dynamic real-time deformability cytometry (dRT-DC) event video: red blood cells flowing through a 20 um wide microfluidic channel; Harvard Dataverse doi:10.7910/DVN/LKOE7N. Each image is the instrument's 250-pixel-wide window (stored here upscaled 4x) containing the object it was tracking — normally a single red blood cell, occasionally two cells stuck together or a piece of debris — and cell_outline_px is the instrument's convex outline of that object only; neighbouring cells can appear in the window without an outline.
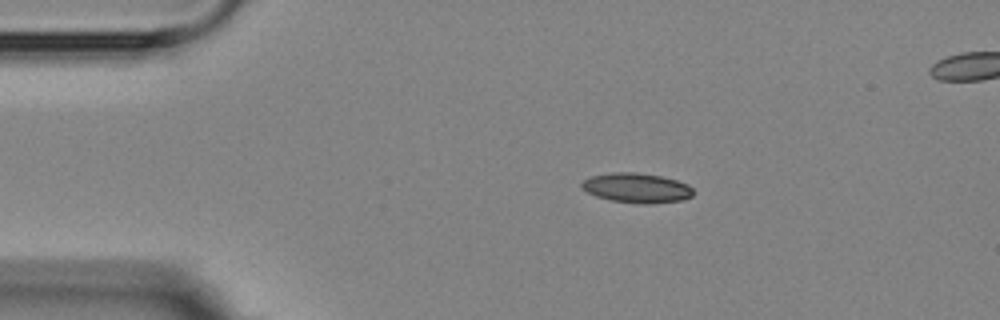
{"species": "Egyptian fruit bat (a non-hibernating species)", "species_latin": "Rousettus aegyptiacus", "temperature_condition": "room temperature", "stored_images_in_passage": 8, "camera_frame_rate_fps": 3000, "um_per_image_px": 0.085, "animal": {"sex": "female"}, "frame": {"image": 1, "passage_image": 1, "time_ms": 0.0, "image_size_px": [1000, 320], "cell_outline_px": [[692, 196], [684, 200], [652, 204], [640, 204], [608, 200], [596, 196], [588, 192], [580, 184], [584, 180], [592, 176], [612, 172], [636, 172], [660, 176], [676, 180], [688, 184], [692, 188]], "centroid_in_image_um": [54.14, 15.98], "position_along_channel_um": 30.9, "area_um2": 19.36}}
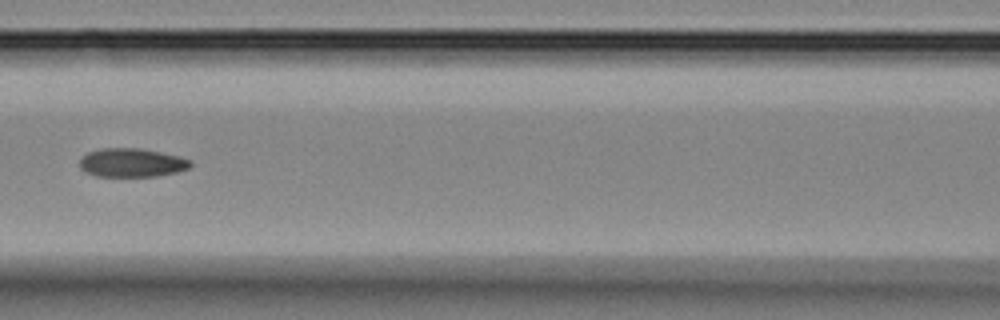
{"frame": {"image": 2, "passage_image": 5, "time_ms": 4.667, "image_size_px": [1000, 320], "cell_outline_px": [[192, 164], [188, 168], [176, 172], [156, 176], [96, 176], [84, 172], [80, 168], [80, 156], [88, 152], [100, 148], [140, 148], [180, 156], [192, 160]], "centroid_in_image_um": [11.17, 13.82], "position_along_channel_um": 155.4, "area_um2": 18.67}}
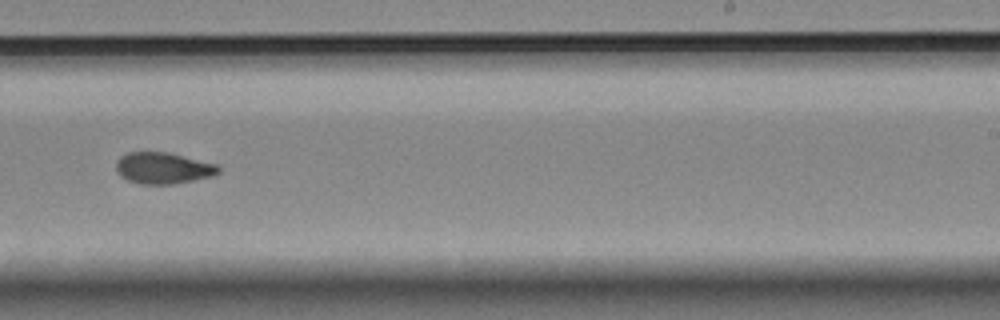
{"frame": {"image": 3, "passage_image": 8, "time_ms": 8.0, "image_size_px": [1000, 320], "cell_outline_px": [[220, 172], [212, 176], [196, 180], [172, 184], [140, 184], [128, 180], [120, 176], [116, 172], [116, 160], [120, 156], [128, 152], [168, 152], [220, 164]], "centroid_in_image_um": [13.89, 14.28], "position_along_channel_um": 275.1, "area_um2": 19.07}}